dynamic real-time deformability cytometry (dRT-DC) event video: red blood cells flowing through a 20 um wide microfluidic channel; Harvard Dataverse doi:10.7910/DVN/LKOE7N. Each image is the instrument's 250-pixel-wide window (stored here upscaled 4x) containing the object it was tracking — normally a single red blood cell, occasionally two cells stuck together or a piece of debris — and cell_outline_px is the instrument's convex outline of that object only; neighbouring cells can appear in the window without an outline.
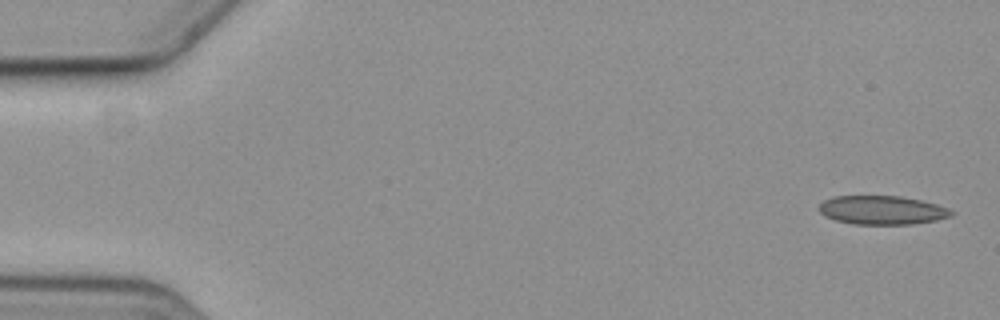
{"species": "common noctule bat (a hibernating species)", "species_latin": "Nyctalus noctula", "temperature_condition": "cold", "stored_images_in_passage": 6, "segment_of_instrument_passage": [1, 2], "camera_frame_rate_fps": 3000, "um_per_image_px": 0.085, "animal": {"sex": "female", "body_mass_g": 19.3, "forearm_length_mm": 54.1}, "frame": {"image": 1, "passage_image": 1, "time_ms": 0.0, "image_size_px": [1000, 320], "cell_outline_px": [[956, 212], [948, 216], [936, 220], [912, 224], [852, 224], [836, 220], [824, 216], [820, 212], [820, 204], [824, 200], [832, 196], [900, 196], [920, 200], [936, 204], [948, 208]], "centroid_in_image_um": [74.96, 17.86], "position_along_channel_um": 10.0, "area_um2": 22.08}}
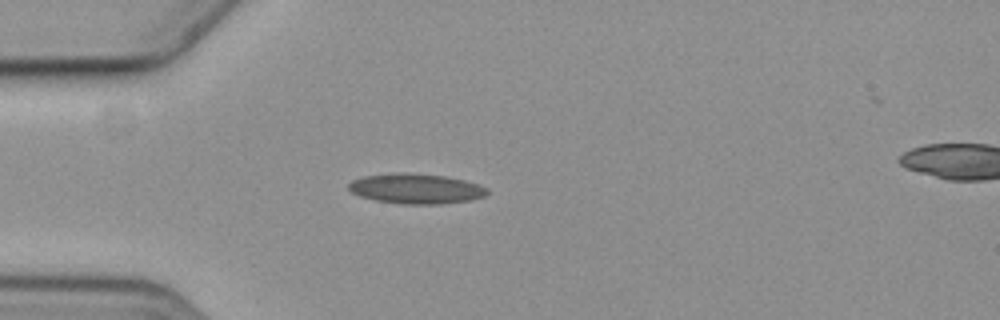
{"frame": {"image": 2, "passage_image": 5, "time_ms": 4.667, "image_size_px": [1000, 320], "cell_outline_px": [[488, 192], [484, 196], [472, 200], [440, 204], [400, 204], [376, 200], [360, 196], [352, 192], [348, 188], [348, 184], [352, 180], [364, 176], [392, 172], [412, 172], [444, 176], [464, 180], [480, 184], [488, 188]], "centroid_in_image_um": [35.37, 16.03], "position_along_channel_um": 49.6, "area_um2": 24.57}}